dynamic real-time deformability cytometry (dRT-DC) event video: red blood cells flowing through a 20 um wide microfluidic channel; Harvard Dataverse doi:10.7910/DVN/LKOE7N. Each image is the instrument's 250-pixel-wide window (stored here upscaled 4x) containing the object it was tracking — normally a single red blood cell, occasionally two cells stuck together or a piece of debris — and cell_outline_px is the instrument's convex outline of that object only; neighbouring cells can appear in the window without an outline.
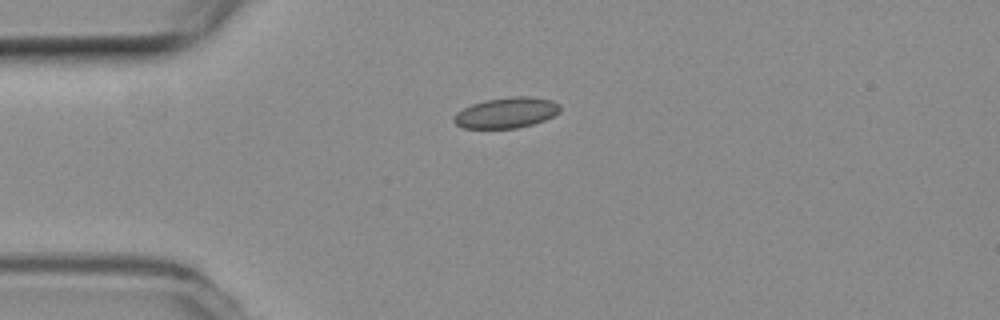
{"species": "common noctule bat (a hibernating species)", "species_latin": "Nyctalus noctula", "temperature_condition": "room temperature", "stored_images_in_passage": 42, "camera_frame_rate_fps": 3000, "um_per_image_px": 0.085, "animal": {"sex": "female", "body_mass_g": 19.3, "forearm_length_mm": 54.1}, "frame": {"image": 1, "passage_image": 1, "time_ms": 0.0, "image_size_px": [1000, 320], "cell_outline_px": [[560, 112], [544, 120], [532, 124], [516, 128], [464, 128], [456, 124], [452, 120], [456, 112], [472, 104], [484, 100], [512, 96], [532, 96], [552, 100], [560, 104]], "centroid_in_image_um": [43.05, 9.57], "position_along_channel_um": 42.0, "area_um2": 19.02}}
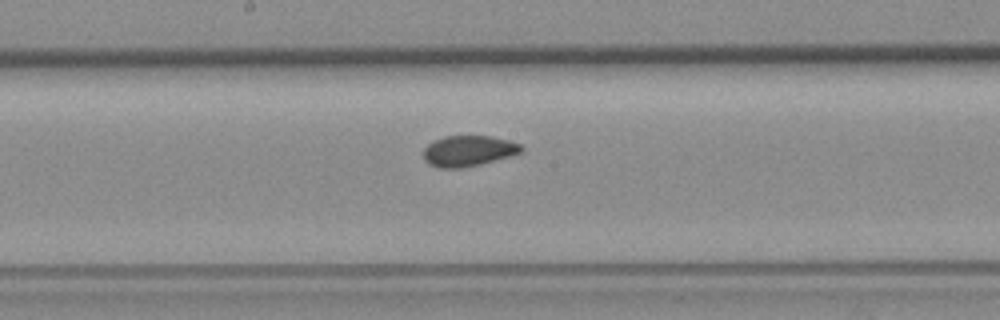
{"frame": {"image": 2, "passage_image": 16, "time_ms": 5.0, "image_size_px": [1000, 320], "cell_outline_px": [[524, 152], [480, 164], [460, 168], [440, 168], [428, 164], [424, 160], [424, 148], [428, 144], [444, 136], [492, 136], [508, 140], [520, 144], [524, 148]], "centroid_in_image_um": [39.82, 12.83], "position_along_channel_um": 208.4, "area_um2": 17.51}}
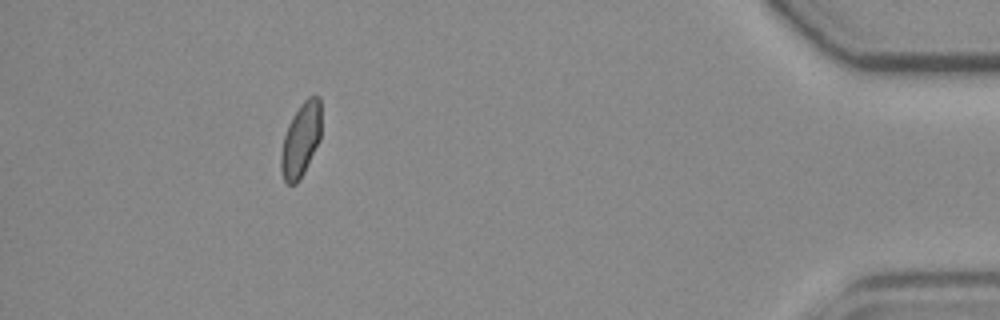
{"frame": {"image": 3, "passage_image": 37, "time_ms": 12.0, "image_size_px": [1000, 320], "cell_outline_px": [[320, 140], [300, 180], [296, 184], [288, 184], [284, 180], [280, 168], [280, 152], [284, 136], [288, 124], [292, 116], [300, 104], [308, 96], [320, 96]], "centroid_in_image_um": [25.55, 11.89], "position_along_channel_um": 409.6, "area_um2": 17.46}, "authors_computed_cell_mechanics": {"area_um2": 17.5423, "velocity_mm_per_s": 3.761, "shape_relaxation_time_tau1_ms": null, "shape_relaxation_time_tau2_ms": 0.8351, "deformation_change_tau1": null, "deformation_change_tau2": 0.0264}}